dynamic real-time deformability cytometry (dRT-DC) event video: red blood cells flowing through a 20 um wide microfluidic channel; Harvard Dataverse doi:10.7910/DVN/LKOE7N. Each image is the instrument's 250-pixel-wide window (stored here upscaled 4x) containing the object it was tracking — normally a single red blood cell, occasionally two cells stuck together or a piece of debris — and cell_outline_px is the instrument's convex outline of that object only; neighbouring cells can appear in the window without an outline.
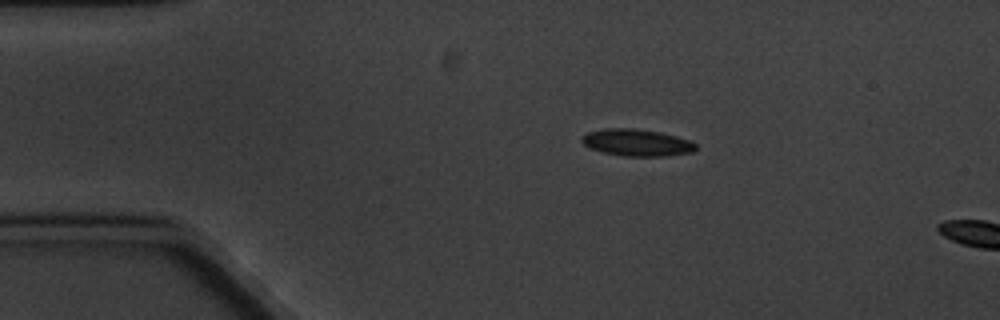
{"species": "common noctule bat (a hibernating species)", "species_latin": "Nyctalus noctula", "temperature_condition": "cold", "stored_images_in_passage": 2, "camera_frame_rate_fps": 3000, "um_per_image_px": 0.085, "animal": {"sex": "male", "body_mass_g": 20.1, "forearm_length_mm": 53.5}, "frame": {"image": 1, "passage_image": 1, "time_ms": 0.0, "image_size_px": [1000, 320], "cell_outline_px": [[696, 148], [692, 152], [668, 156], [624, 156], [604, 152], [592, 148], [584, 144], [580, 140], [580, 136], [588, 132], [604, 128], [636, 128], [660, 132], [676, 136], [688, 140], [696, 144]], "centroid_in_image_um": [54.11, 12.11], "position_along_channel_um": 30.9, "area_um2": 17.86}}